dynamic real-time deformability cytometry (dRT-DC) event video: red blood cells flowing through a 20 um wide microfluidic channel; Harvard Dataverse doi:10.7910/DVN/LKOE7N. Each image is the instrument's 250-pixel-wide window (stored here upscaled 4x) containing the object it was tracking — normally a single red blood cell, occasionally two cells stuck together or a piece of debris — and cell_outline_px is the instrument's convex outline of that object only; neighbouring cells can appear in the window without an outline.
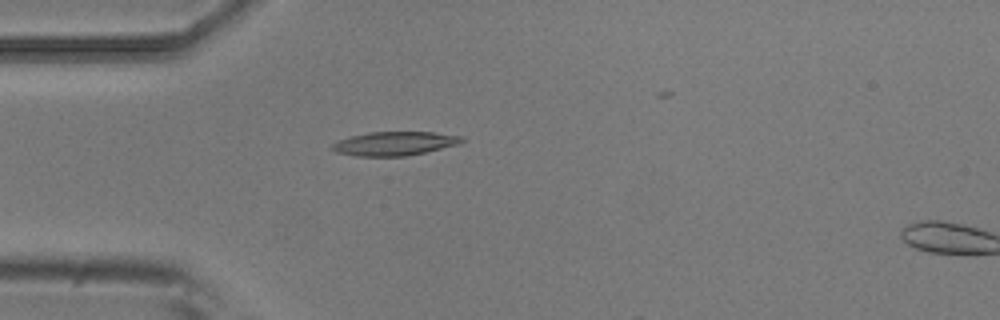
{"species": "common noctule bat (a hibernating species)", "species_latin": "Nyctalus noctula", "temperature_condition": "room temperature", "stored_images_in_passage": 6, "camera_frame_rate_fps": 3000, "um_per_image_px": 0.085, "animal": {"sex": "male", "body_mass_g": 20.5, "forearm_length_mm": 52.5}, "frame": {"image": 1, "passage_image": 5, "time_ms": 1.333, "image_size_px": [1000, 320], "cell_outline_px": [[464, 140], [460, 144], [424, 152], [404, 156], [356, 156], [336, 152], [328, 148], [332, 144], [340, 140], [352, 136], [368, 132], [436, 132], [464, 136]], "centroid_in_image_um": [33.55, 12.19], "position_along_channel_um": 51.5, "area_um2": 18.03}}